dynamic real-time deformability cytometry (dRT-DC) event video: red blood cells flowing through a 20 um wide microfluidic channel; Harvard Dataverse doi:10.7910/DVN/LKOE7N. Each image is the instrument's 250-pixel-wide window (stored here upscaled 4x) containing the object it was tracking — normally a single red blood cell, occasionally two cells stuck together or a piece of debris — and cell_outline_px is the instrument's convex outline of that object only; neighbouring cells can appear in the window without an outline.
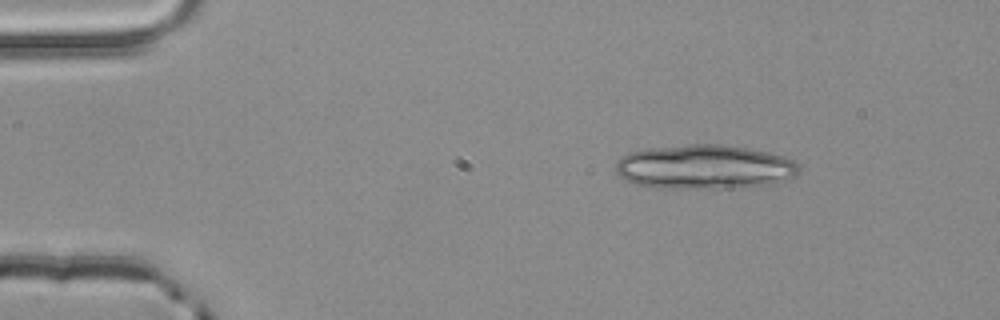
{"species": "common noctule bat (a hibernating species)", "species_latin": "Nyctalus noctula", "temperature_condition": "room temperature", "stored_images_in_passage": 3, "camera_frame_rate_fps": 3000, "um_per_image_px": 0.085, "animal": {"sex": "male", "body_mass_g": 20.4}, "frame": {"image": 1, "passage_image": 1, "time_ms": 0.0, "image_size_px": [1000, 320], "cell_outline_px": [[800, 172], [796, 176], [772, 184], [736, 188], [656, 188], [632, 184], [624, 180], [616, 172], [616, 160], [628, 152], [648, 148], [688, 144], [724, 144], [748, 148], [768, 152], [784, 156], [792, 160], [800, 168]], "centroid_in_image_um": [59.86, 14.19], "position_along_channel_um": 25.1, "area_um2": 47.97}}